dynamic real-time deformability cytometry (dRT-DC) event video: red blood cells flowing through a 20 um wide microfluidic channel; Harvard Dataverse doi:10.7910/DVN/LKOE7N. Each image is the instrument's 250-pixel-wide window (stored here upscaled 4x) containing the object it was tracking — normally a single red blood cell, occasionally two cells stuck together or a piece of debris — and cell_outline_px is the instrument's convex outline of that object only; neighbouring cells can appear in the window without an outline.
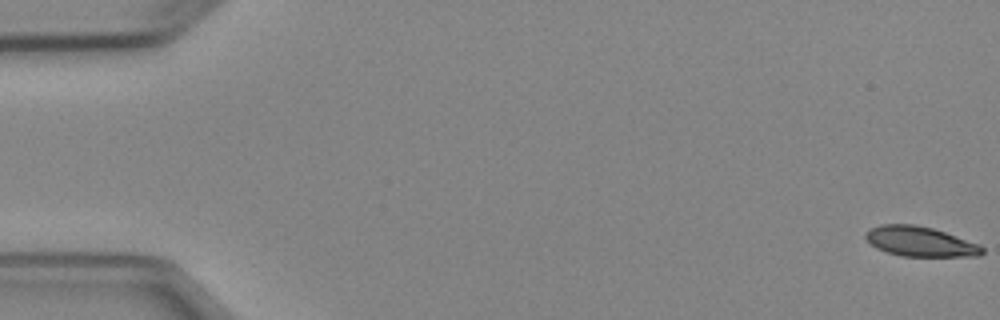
{"species": "Egyptian fruit bat (a non-hibernating species)", "species_latin": "Rousettus aegyptiacus", "temperature_condition": "cold", "stored_images_in_passage": 5, "camera_frame_rate_fps": 3000, "um_per_image_px": 0.085, "animal": {"sex": "female"}, "frame": {"image": 1, "passage_image": 1, "time_ms": 0.0, "image_size_px": [1000, 320], "cell_outline_px": [[984, 252], [980, 256], [900, 256], [876, 248], [864, 236], [864, 232], [880, 224], [912, 224], [932, 228], [980, 244], [984, 248]], "centroid_in_image_um": [78.22, 20.53], "position_along_channel_um": 6.8, "area_um2": 20.23}}
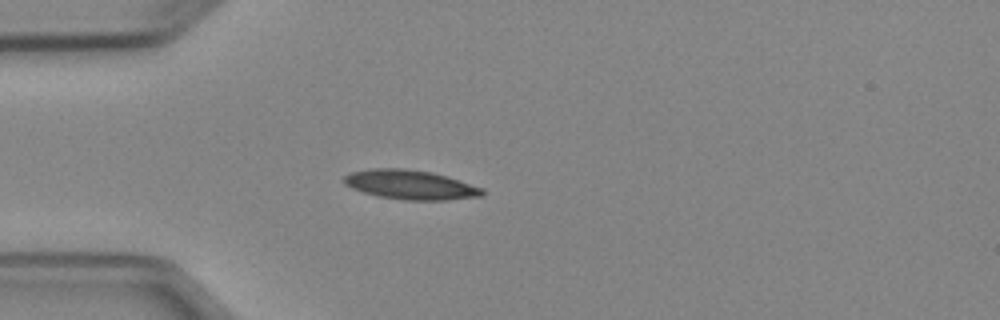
{"frame": {"image": 2, "passage_image": 5, "time_ms": 4.667, "image_size_px": [1000, 320], "cell_outline_px": [[484, 192], [480, 196], [448, 200], [404, 200], [376, 196], [352, 188], [344, 184], [344, 176], [352, 172], [372, 168], [400, 168], [432, 172], [448, 176], [484, 188]], "centroid_in_image_um": [34.9, 15.7], "position_along_channel_um": 50.1, "area_um2": 23.7}}